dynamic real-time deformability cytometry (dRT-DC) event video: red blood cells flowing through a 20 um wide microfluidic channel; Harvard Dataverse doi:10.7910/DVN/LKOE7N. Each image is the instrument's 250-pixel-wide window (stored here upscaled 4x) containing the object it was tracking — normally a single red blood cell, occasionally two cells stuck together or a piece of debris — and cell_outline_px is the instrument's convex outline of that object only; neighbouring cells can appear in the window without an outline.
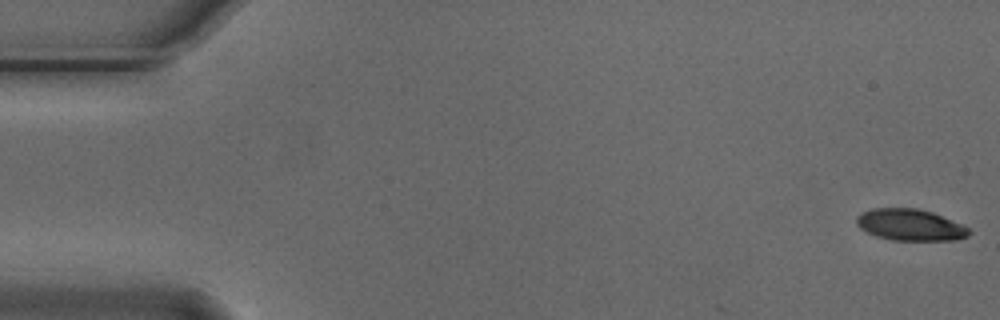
{"species": "Egyptian fruit bat (a non-hibernating species)", "species_latin": "Rousettus aegyptiacus", "temperature_condition": "cold", "stored_images_in_passage": 6, "camera_frame_rate_fps": 3000, "um_per_image_px": 0.085, "animal": {"sex": "male"}, "frame": {"image": 1, "passage_image": 1, "time_ms": 0.0, "image_size_px": [1000, 320], "cell_outline_px": [[972, 232], [968, 236], [956, 240], [892, 240], [876, 236], [860, 228], [856, 224], [856, 216], [872, 208], [916, 208], [932, 212], [960, 224], [968, 228]], "centroid_in_image_um": [77.35, 19.12], "position_along_channel_um": 7.6, "area_um2": 20.52}}